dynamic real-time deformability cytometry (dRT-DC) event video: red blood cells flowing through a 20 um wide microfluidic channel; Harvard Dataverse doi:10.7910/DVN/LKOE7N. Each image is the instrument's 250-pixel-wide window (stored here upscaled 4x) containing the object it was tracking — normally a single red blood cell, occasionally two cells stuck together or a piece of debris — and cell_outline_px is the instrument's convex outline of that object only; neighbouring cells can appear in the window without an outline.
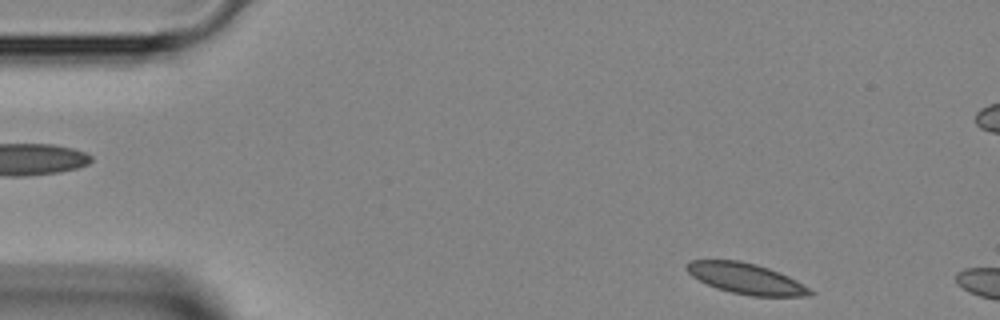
{"species": "Egyptian fruit bat (a non-hibernating species)", "species_latin": "Rousettus aegyptiacus", "temperature_condition": "room temperature", "stored_images_in_passage": 5, "camera_frame_rate_fps": 3000, "um_per_image_px": 0.085, "animal": {"sex": "female"}, "frame": {"image": 1, "passage_image": 1, "time_ms": 0.0, "image_size_px": [1000, 320], "cell_outline_px": [[816, 292], [812, 296], [752, 296], [732, 292], [716, 288], [692, 276], [684, 268], [688, 260], [740, 260], [756, 264], [780, 272], [796, 280]], "centroid_in_image_um": [63.42, 23.67], "position_along_channel_um": 21.6, "area_um2": 22.14}}